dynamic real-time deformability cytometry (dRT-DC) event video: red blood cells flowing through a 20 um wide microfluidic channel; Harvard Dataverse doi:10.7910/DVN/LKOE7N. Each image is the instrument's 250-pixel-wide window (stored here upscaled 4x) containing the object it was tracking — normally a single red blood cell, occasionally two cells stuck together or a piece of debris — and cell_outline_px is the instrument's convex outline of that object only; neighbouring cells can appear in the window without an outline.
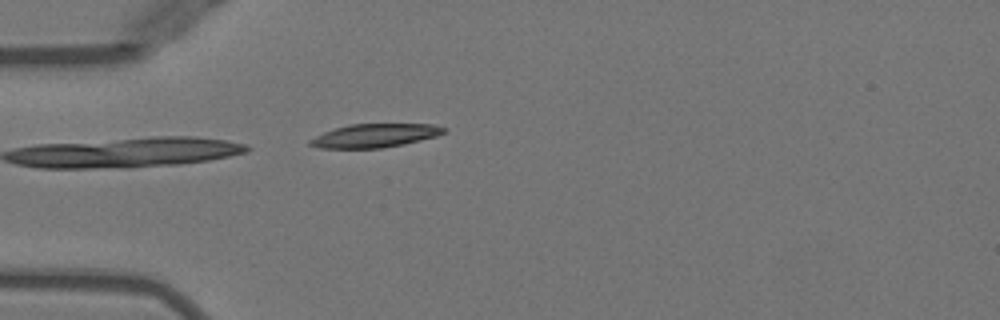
{"species": "Egyptian fruit bat (a non-hibernating species)", "species_latin": "Rousettus aegyptiacus", "temperature_condition": "warm", "stored_images_in_passage": 15, "camera_frame_rate_fps": 3000, "um_per_image_px": 0.085, "animal": {"sex": "female"}, "frame": {"image": 1, "passage_image": 15, "time_ms": 4.667, "image_size_px": [1000, 320], "cell_outline_px": [[448, 128], [444, 132], [436, 136], [404, 144], [380, 148], [320, 148], [308, 144], [308, 140], [324, 132], [348, 124], [432, 124]], "centroid_in_image_um": [31.86, 11.52], "position_along_channel_um": 53.1, "area_um2": 18.26}}